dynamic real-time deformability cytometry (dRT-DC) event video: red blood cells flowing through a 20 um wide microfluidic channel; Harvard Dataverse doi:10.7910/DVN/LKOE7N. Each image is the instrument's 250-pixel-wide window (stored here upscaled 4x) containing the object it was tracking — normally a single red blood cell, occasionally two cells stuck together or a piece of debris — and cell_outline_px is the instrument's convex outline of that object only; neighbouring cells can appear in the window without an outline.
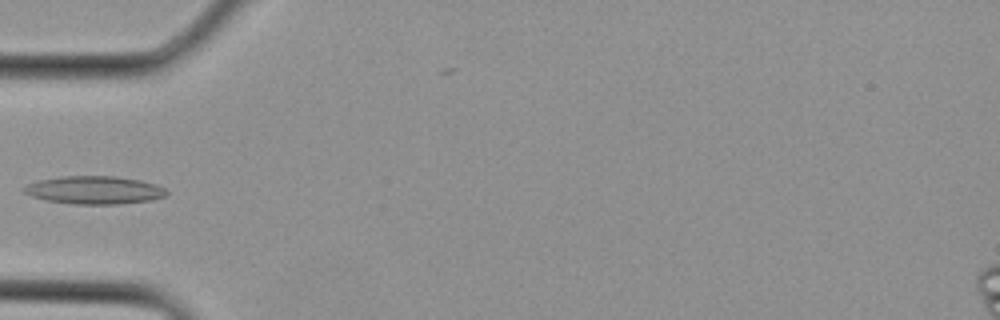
{"species": "Egyptian fruit bat (a non-hibernating species)", "species_latin": "Rousettus aegyptiacus", "temperature_condition": "cold", "stored_images_in_passage": 2, "camera_frame_rate_fps": 3000, "um_per_image_px": 0.085, "animal": {"sex": "female"}, "frame": {"image": 1, "passage_image": 2, "time_ms": 0.333, "image_size_px": [1000, 320], "cell_outline_px": [[168, 192], [164, 196], [152, 200], [116, 204], [76, 204], [44, 200], [32, 196], [24, 192], [24, 188], [28, 184], [36, 180], [60, 176], [116, 176], [140, 180], [156, 184], [164, 188]], "centroid_in_image_um": [8.01, 16.15], "position_along_channel_um": 77.0, "area_um2": 23.24}}